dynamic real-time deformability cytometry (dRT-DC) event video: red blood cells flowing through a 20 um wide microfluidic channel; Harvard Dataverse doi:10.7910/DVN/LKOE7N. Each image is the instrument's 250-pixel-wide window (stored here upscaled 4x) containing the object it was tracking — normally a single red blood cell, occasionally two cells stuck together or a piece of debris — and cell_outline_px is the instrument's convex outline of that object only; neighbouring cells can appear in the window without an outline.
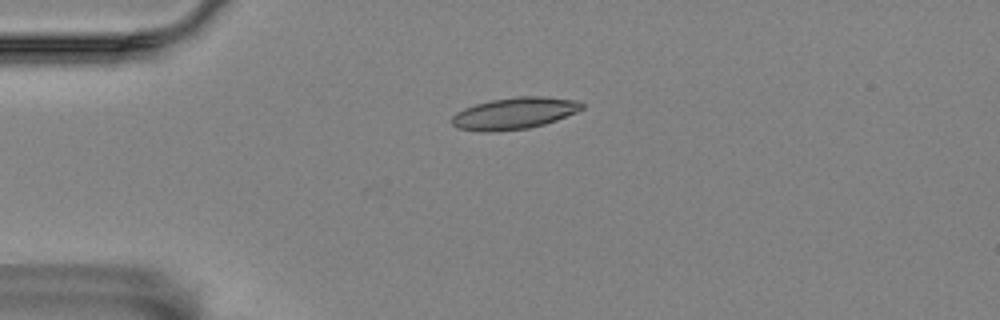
{"species": "Egyptian fruit bat (a non-hibernating species)", "species_latin": "Rousettus aegyptiacus", "temperature_condition": "room temperature", "stored_images_in_passage": 5, "camera_frame_rate_fps": 3000, "um_per_image_px": 0.085, "animal": {"sex": "female"}, "frame": {"image": 1, "passage_image": 3, "time_ms": 0.667, "image_size_px": [1000, 320], "cell_outline_px": [[584, 108], [576, 112], [556, 120], [544, 124], [528, 128], [488, 132], [484, 132], [456, 128], [452, 124], [452, 116], [456, 112], [464, 108], [476, 104], [492, 100], [516, 96], [544, 96], [576, 100], [584, 104]], "centroid_in_image_um": [43.71, 9.62], "position_along_channel_um": 41.3, "area_um2": 23.99}}
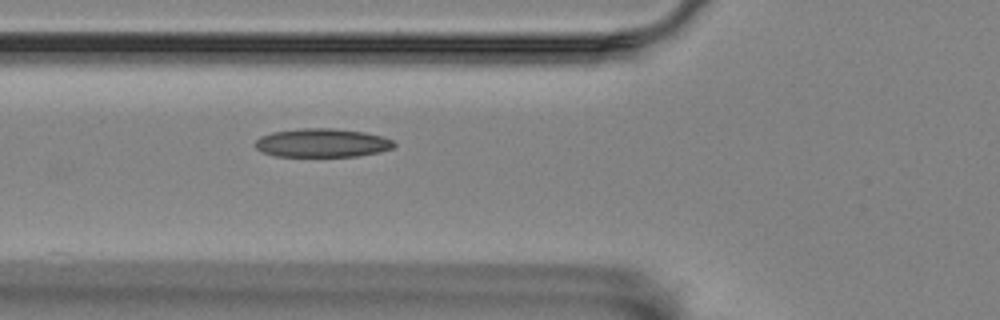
{"frame": {"image": 2, "passage_image": 5, "time_ms": 1.333, "image_size_px": [1000, 320], "cell_outline_px": [[396, 144], [392, 148], [380, 152], [356, 156], [276, 156], [264, 152], [256, 148], [256, 140], [260, 136], [272, 132], [300, 128], [332, 128], [364, 132], [384, 136], [392, 140]], "centroid_in_image_um": [27.4, 12.14], "position_along_channel_um": 98.4, "area_um2": 23.12}}